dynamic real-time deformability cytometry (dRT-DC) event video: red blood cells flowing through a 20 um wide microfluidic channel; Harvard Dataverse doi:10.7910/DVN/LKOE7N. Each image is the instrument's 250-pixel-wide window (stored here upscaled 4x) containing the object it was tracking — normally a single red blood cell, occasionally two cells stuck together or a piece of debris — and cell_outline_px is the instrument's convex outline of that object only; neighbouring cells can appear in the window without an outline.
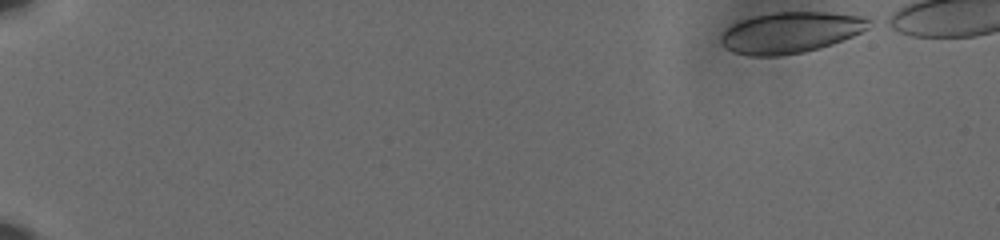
{"species": "human", "species_latin": "Homo sapiens", "temperature_condition": "cold", "stored_images_in_passage": 53, "camera_frame_rate_fps": 3000, "um_per_image_px": 0.085, "donor": {"sex": "male"}, "frame": {"image": 1, "passage_image": 1, "time_ms": 0.0, "image_size_px": [1000, 240], "cell_outline_px": [[876, 24], [852, 36], [832, 44], [820, 48], [804, 52], [780, 56], [748, 56], [732, 52], [720, 40], [720, 36], [732, 24], [740, 20], [752, 16], [772, 12], [828, 12], [860, 16], [872, 20]], "centroid_in_image_um": [67.22, 2.76], "position_along_channel_um": 17.8, "area_um2": 35.55}}
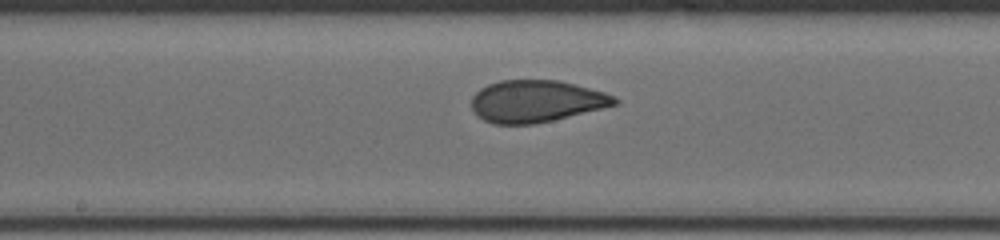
{"frame": {"image": 2, "passage_image": 30, "time_ms": 9.667, "image_size_px": [1000, 240], "cell_outline_px": [[620, 100], [616, 104], [552, 120], [532, 124], [492, 124], [476, 116], [472, 108], [472, 96], [480, 88], [488, 84], [500, 80], [560, 80], [604, 92], [616, 96]], "centroid_in_image_um": [45.54, 8.59], "position_along_channel_um": 202.7, "area_um2": 34.91}}
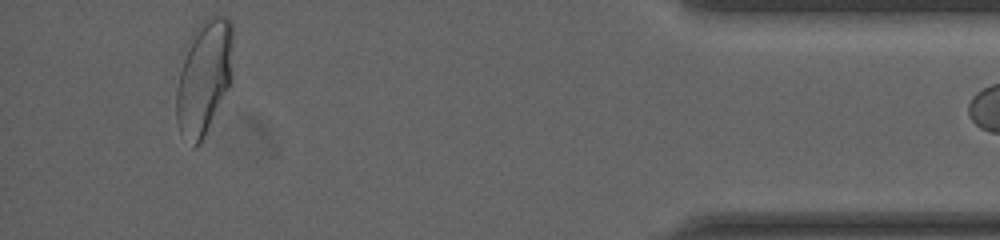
{"frame": {"image": 3, "passage_image": 52, "time_ms": 17.0, "image_size_px": [1000, 240], "cell_outline_px": [[232, 76], [228, 88], [200, 144], [196, 148], [192, 148], [180, 132], [176, 120], [176, 88], [180, 72], [192, 32], [208, 16], [228, 16], [232, 20]], "centroid_in_image_um": [17.35, 6.58], "position_along_channel_um": 417.9, "area_um2": 37.69}}